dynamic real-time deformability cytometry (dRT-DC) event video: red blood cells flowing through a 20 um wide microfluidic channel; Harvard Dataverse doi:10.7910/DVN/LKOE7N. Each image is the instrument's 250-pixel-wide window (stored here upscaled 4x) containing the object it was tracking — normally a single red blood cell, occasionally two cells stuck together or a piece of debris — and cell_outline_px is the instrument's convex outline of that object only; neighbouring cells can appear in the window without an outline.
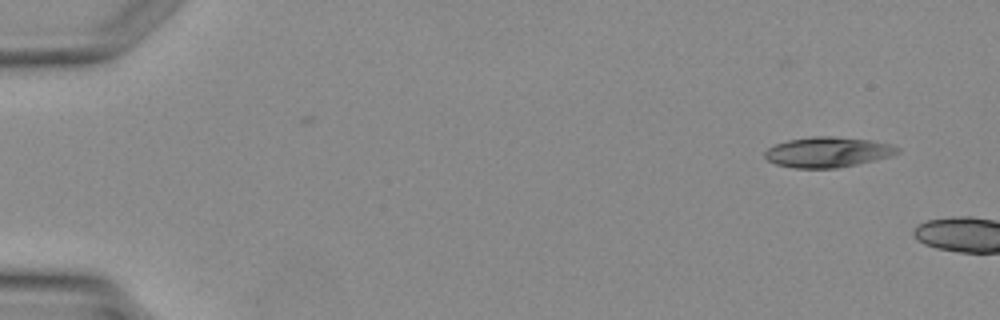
{"species": "Egyptian fruit bat (a non-hibernating species)", "species_latin": "Rousettus aegyptiacus", "temperature_condition": "warm", "stored_images_in_passage": 2, "camera_frame_rate_fps": 3000, "um_per_image_px": 0.085, "animal": {"sex": "female"}, "frame": {"image": 1, "passage_image": 1, "time_ms": 0.0, "image_size_px": [1000, 320], "cell_outline_px": [[900, 152], [892, 156], [876, 160], [836, 168], [792, 168], [776, 164], [768, 160], [764, 156], [764, 152], [768, 148], [776, 144], [788, 140], [812, 136], [832, 136], [872, 140], [892, 144], [900, 148]], "centroid_in_image_um": [70.39, 12.93], "position_along_channel_um": 14.6, "area_um2": 23.58}}